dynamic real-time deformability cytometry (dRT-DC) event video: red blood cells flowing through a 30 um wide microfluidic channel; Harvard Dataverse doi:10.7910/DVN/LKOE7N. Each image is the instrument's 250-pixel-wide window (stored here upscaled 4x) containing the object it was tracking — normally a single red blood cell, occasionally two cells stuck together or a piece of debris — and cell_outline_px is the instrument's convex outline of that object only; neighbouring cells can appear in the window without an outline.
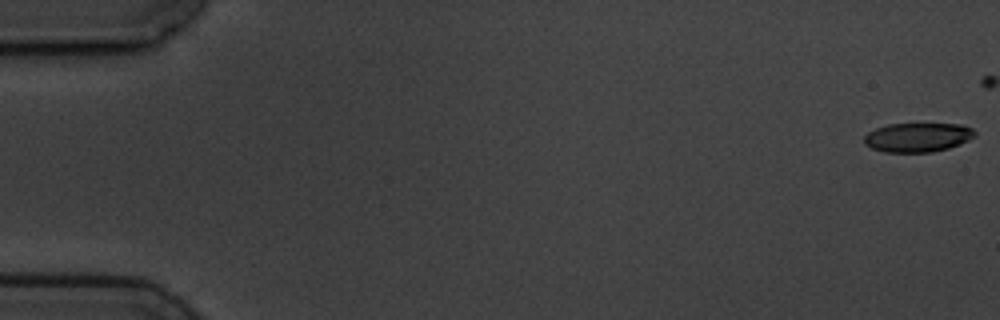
{"species": "common noctule bat (a hibernating species)", "species_latin": "Nyctalus noctula", "temperature_condition": "cold", "stored_images_in_passage": 3, "camera_frame_rate_fps": 3000, "um_per_image_px": 0.085, "animal": {"sex": "male", "body_mass_g": 19.5, "forearm_length_mm": 54.6}, "frame": {"image": 1, "passage_image": 1, "time_ms": 0.0, "image_size_px": [1000, 320], "cell_outline_px": [[976, 136], [960, 144], [948, 148], [932, 152], [884, 152], [872, 148], [864, 144], [864, 136], [868, 132], [876, 128], [888, 124], [960, 124], [972, 128], [976, 132]], "centroid_in_image_um": [78.0, 11.67], "position_along_channel_um": 7.0, "area_um2": 18.84}}